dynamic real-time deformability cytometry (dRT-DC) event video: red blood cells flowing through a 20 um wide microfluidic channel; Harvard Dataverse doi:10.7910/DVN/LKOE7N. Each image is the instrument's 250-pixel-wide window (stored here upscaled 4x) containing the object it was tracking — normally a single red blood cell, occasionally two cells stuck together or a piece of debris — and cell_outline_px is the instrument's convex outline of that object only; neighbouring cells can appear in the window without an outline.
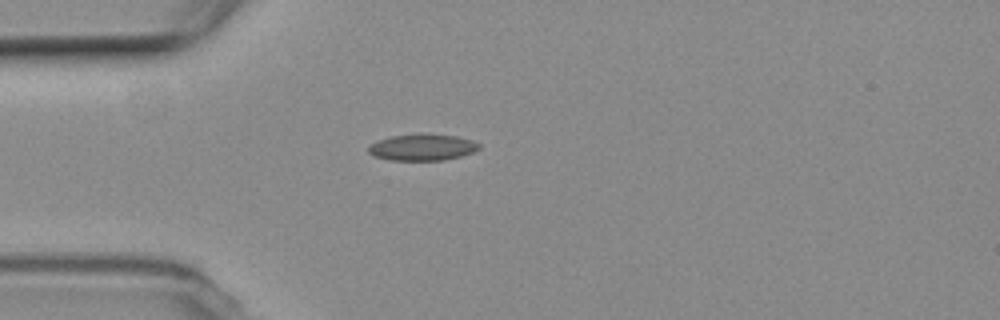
{"species": "common noctule bat (a hibernating species)", "species_latin": "Nyctalus noctula", "temperature_condition": "room temperature", "stored_images_in_passage": 1, "camera_frame_rate_fps": 3000, "um_per_image_px": 0.085, "animal": {"sex": "female", "body_mass_g": 19.3, "forearm_length_mm": 54.1}, "frame": {"image": 1, "passage_image": 1, "time_ms": 0.0, "image_size_px": [1000, 320], "cell_outline_px": [[480, 148], [472, 152], [460, 156], [444, 160], [392, 160], [372, 156], [368, 152], [368, 148], [372, 144], [380, 140], [392, 136], [420, 132], [424, 132], [456, 136], [472, 140], [480, 144]], "centroid_in_image_um": [35.91, 12.5], "position_along_channel_um": 49.1, "area_um2": 17.22}}